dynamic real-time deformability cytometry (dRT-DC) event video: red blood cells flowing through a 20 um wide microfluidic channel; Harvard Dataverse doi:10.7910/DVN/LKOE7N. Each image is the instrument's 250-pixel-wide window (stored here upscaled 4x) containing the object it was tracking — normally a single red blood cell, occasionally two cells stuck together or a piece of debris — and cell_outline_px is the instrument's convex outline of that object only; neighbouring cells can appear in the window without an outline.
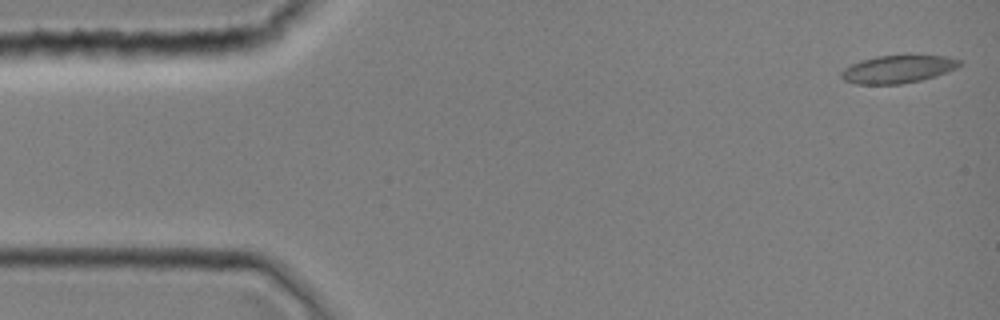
{"species": "common noctule bat (a hibernating species)", "species_latin": "Nyctalus noctula", "temperature_condition": "room temperature", "stored_images_in_passage": 1, "camera_frame_rate_fps": 3000, "um_per_image_px": 0.085, "animal": {"sex": "female", "body_mass_g": 19.0, "forearm_length_mm": 51.5}, "frame": {"image": 1, "passage_image": 1, "time_ms": 0.0, "image_size_px": [1000, 320], "cell_outline_px": [[960, 64], [956, 68], [936, 76], [920, 80], [900, 84], [856, 84], [844, 80], [840, 76], [840, 72], [844, 68], [860, 60], [876, 56], [908, 52], [948, 56], [960, 60]], "centroid_in_image_um": [76.34, 5.82], "position_along_channel_um": 8.7, "area_um2": 20.0}}